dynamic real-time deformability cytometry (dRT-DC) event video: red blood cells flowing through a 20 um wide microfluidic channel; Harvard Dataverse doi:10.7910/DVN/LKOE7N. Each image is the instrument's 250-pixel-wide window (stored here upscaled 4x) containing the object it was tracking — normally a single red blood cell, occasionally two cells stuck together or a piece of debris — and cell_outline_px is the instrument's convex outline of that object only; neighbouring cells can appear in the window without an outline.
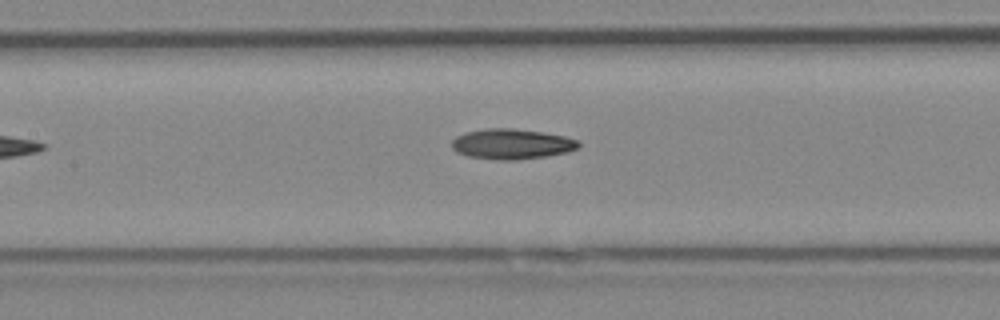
{"species": "Egyptian fruit bat (a non-hibernating species)", "species_latin": "Rousettus aegyptiacus", "temperature_condition": "cold", "stored_images_in_passage": 7, "camera_frame_rate_fps": 3000, "um_per_image_px": 0.085, "animal": {"sex": "female"}, "frame": {"image": 1, "passage_image": 7, "time_ms": 2.0, "image_size_px": [1000, 320], "cell_outline_px": [[580, 148], [568, 152], [548, 156], [516, 160], [496, 160], [468, 156], [456, 152], [452, 148], [452, 140], [456, 136], [468, 132], [484, 128], [512, 128], [544, 132], [564, 136], [580, 140]], "centroid_in_image_um": [43.53, 12.24], "position_along_channel_um": 163.9, "area_um2": 22.66}}